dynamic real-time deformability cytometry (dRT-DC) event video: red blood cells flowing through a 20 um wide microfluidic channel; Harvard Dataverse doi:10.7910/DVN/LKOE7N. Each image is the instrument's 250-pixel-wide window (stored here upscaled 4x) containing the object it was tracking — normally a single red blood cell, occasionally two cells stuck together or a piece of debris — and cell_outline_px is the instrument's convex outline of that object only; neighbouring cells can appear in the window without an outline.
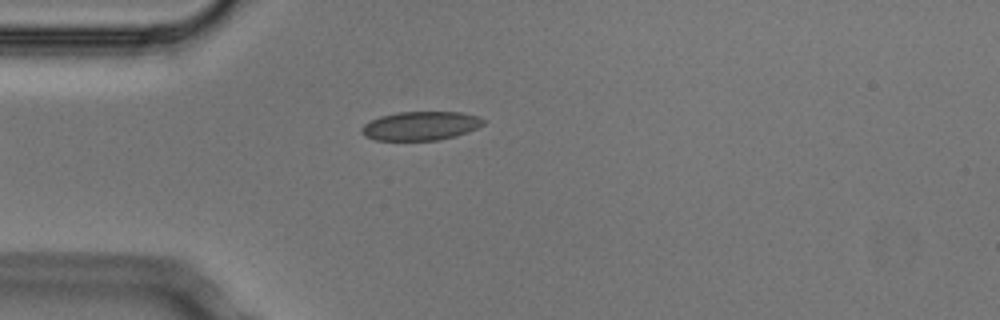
{"species": "Egyptian fruit bat (a non-hibernating species)", "species_latin": "Rousettus aegyptiacus", "temperature_condition": "cold", "stored_images_in_passage": 1, "camera_frame_rate_fps": 3000, "um_per_image_px": 0.085, "animal": {"sex": "male"}, "frame": {"image": 1, "passage_image": 1, "time_ms": 0.0, "image_size_px": [1000, 320], "cell_outline_px": [[488, 120], [484, 124], [468, 132], [456, 136], [436, 140], [376, 140], [364, 136], [360, 132], [360, 128], [364, 124], [380, 116], [396, 112], [460, 112], [480, 116]], "centroid_in_image_um": [35.77, 10.69], "position_along_channel_um": 49.2, "area_um2": 20.63}}